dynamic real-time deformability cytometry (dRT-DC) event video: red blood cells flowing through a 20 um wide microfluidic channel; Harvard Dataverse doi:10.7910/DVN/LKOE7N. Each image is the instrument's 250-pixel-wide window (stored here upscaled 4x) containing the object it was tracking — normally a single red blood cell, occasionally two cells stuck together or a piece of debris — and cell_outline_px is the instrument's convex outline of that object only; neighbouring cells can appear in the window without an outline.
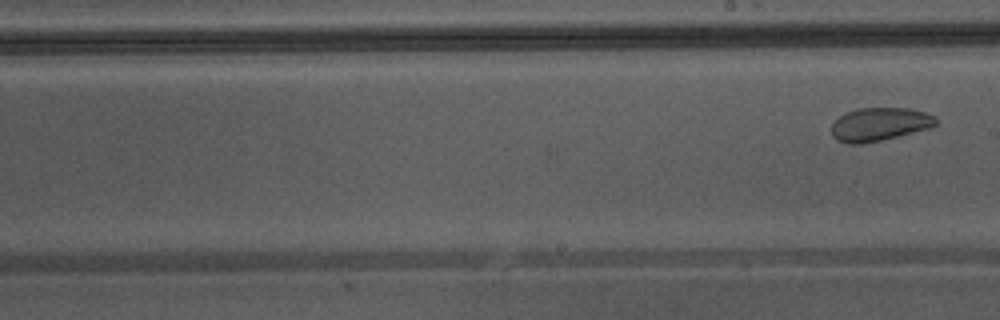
{"species": "Egyptian fruit bat (a non-hibernating species)", "species_latin": "Rousettus aegyptiacus", "temperature_condition": "warm", "stored_images_in_passage": 10, "camera_frame_rate_fps": 3000, "um_per_image_px": 0.085, "animal": {"sex": "male"}, "frame": {"image": 1, "passage_image": 10, "time_ms": 3.0, "image_size_px": [1000, 320], "cell_outline_px": [[936, 124], [932, 128], [864, 144], [848, 144], [836, 140], [832, 136], [832, 124], [840, 116], [848, 112], [860, 108], [912, 108], [936, 116]], "centroid_in_image_um": [74.78, 10.57], "position_along_channel_um": 214.2, "area_um2": 20.35}}